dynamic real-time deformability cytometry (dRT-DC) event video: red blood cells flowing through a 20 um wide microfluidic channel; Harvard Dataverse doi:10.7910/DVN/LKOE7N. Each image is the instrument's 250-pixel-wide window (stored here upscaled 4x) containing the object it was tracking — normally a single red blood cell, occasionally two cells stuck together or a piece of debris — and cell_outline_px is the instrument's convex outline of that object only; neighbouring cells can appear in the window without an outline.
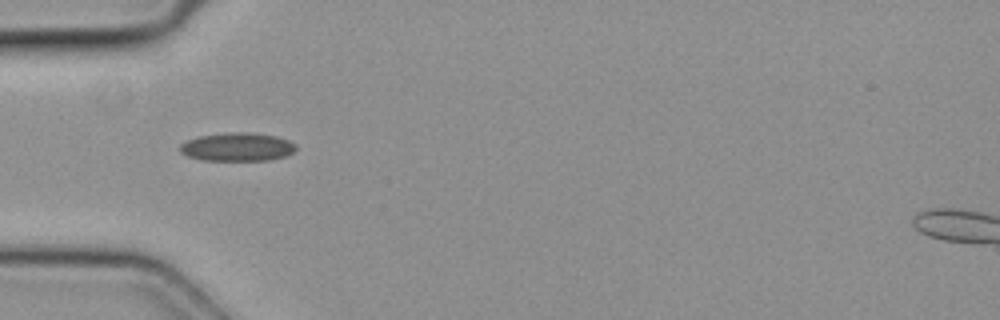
{"species": "common noctule bat (a hibernating species)", "species_latin": "Nyctalus noctula", "temperature_condition": "cold", "stored_images_in_passage": 2, "camera_frame_rate_fps": 3000, "um_per_image_px": 0.085, "animal": {"sex": "female", "body_mass_g": 19.3, "forearm_length_mm": 54.1}, "frame": {"image": 1, "passage_image": 1, "time_ms": 0.0, "image_size_px": [1000, 320], "cell_outline_px": [[296, 148], [292, 152], [284, 156], [268, 160], [200, 160], [188, 156], [180, 152], [180, 144], [188, 140], [200, 136], [232, 132], [244, 132], [276, 136], [288, 140], [296, 144]], "centroid_in_image_um": [20.16, 12.49], "position_along_channel_um": 64.8, "area_um2": 18.96}}
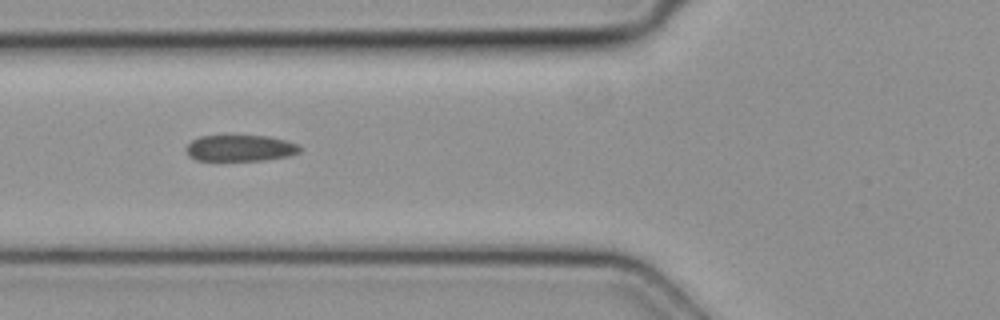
{"frame": {"image": 2, "passage_image": 2, "time_ms": 0.333, "image_size_px": [1000, 320], "cell_outline_px": [[300, 152], [288, 156], [264, 160], [196, 160], [188, 156], [184, 148], [192, 140], [200, 136], [268, 136], [284, 140], [296, 144], [300, 148]], "centroid_in_image_um": [20.37, 12.59], "position_along_channel_um": 105.4, "area_um2": 17.28}}